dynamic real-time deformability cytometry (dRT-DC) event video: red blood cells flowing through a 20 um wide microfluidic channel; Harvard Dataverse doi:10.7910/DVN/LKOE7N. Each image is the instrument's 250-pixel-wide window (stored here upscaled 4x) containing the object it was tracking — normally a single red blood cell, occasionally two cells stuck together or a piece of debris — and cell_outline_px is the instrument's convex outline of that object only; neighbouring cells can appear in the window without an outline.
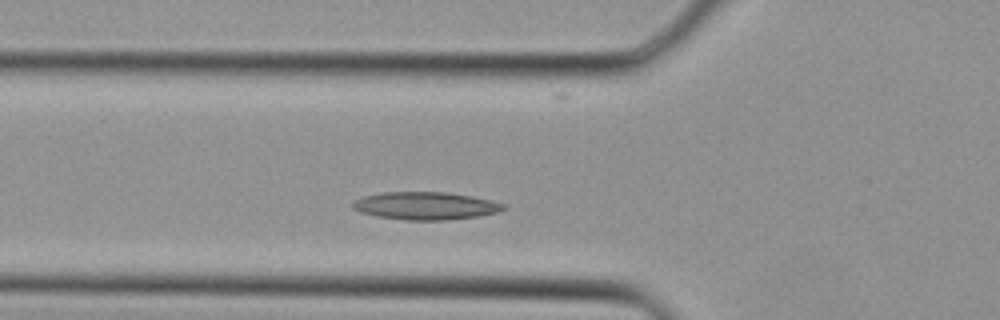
{"species": "Egyptian fruit bat (a non-hibernating species)", "species_latin": "Rousettus aegyptiacus", "temperature_condition": "cold", "stored_images_in_passage": 31, "camera_frame_rate_fps": 3000, "um_per_image_px": 0.085, "animal": {"sex": "female"}, "frame": {"image": 1, "passage_image": 6, "time_ms": 1.667, "image_size_px": [1000, 320], "cell_outline_px": [[508, 208], [500, 212], [480, 216], [448, 220], [404, 220], [376, 216], [360, 212], [352, 208], [352, 204], [356, 200], [364, 196], [384, 192], [448, 192], [472, 196], [492, 200], [508, 204]], "centroid_in_image_um": [36.26, 17.5], "position_along_channel_um": 89.5, "area_um2": 24.68}}
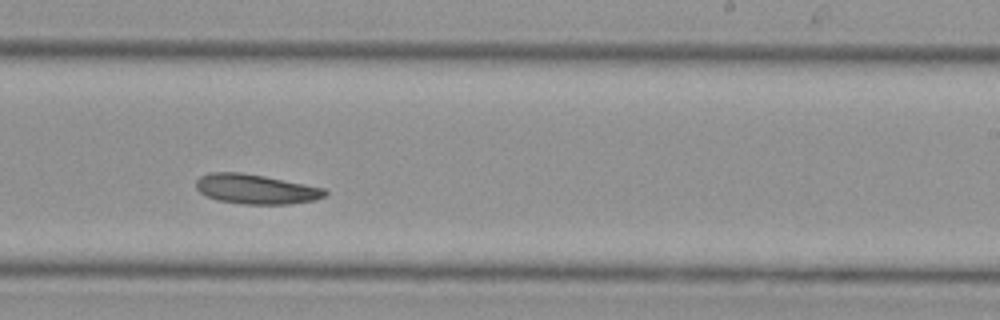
{"frame": {"image": 2, "passage_image": 16, "time_ms": 5.0, "image_size_px": [1000, 320], "cell_outline_px": [[328, 192], [324, 196], [316, 200], [288, 204], [244, 204], [216, 200], [200, 192], [196, 188], [196, 180], [200, 176], [208, 172], [240, 172], [264, 176], [324, 188]], "centroid_in_image_um": [21.72, 16.07], "position_along_channel_um": 267.3, "area_um2": 22.25}}
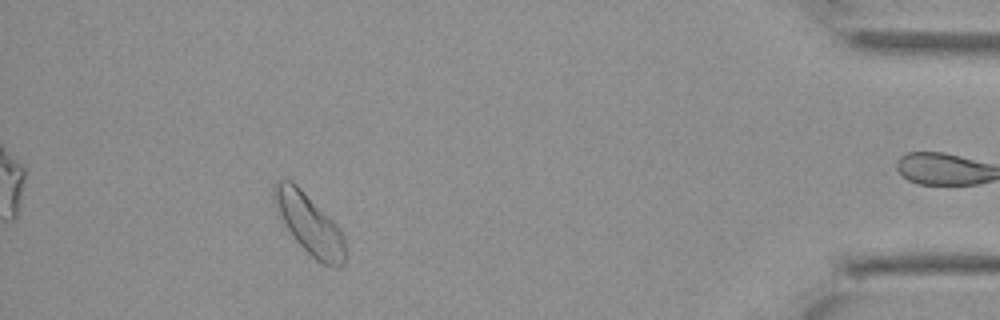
{"frame": {"image": 3, "passage_image": 27, "time_ms": 8.667, "image_size_px": [1000, 320], "cell_outline_px": [[344, 264], [340, 268], [332, 268], [320, 264], [284, 228], [272, 200], [272, 188], [276, 180], [292, 180], [340, 228], [344, 236]], "centroid_in_image_um": [26.25, 19.05], "position_along_channel_um": 409.0, "area_um2": 25.2}}